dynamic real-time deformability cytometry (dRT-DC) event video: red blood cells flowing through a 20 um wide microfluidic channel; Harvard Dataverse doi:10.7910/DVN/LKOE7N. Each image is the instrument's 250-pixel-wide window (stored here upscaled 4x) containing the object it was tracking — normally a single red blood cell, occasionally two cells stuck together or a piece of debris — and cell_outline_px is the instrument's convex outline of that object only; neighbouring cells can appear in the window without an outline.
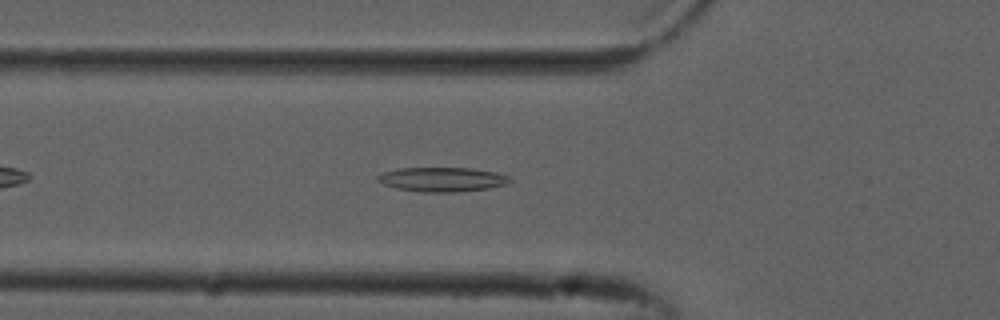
{"species": "common noctule bat (a hibernating species)", "species_latin": "Nyctalus noctula", "temperature_condition": "cold", "stored_images_in_passage": 43, "camera_frame_rate_fps": 3000, "um_per_image_px": 0.085, "animal": {"sex": "male", "forearm_length_mm": 52.5}, "frame": {"image": 1, "passage_image": 9, "time_ms": 2.667, "image_size_px": [1000, 320], "cell_outline_px": [[512, 180], [504, 184], [488, 188], [456, 192], [420, 192], [396, 188], [384, 184], [376, 180], [376, 176], [384, 172], [400, 168], [472, 168], [496, 172], [508, 176]], "centroid_in_image_um": [37.56, 15.25], "position_along_channel_um": 88.2, "area_um2": 18.67}}
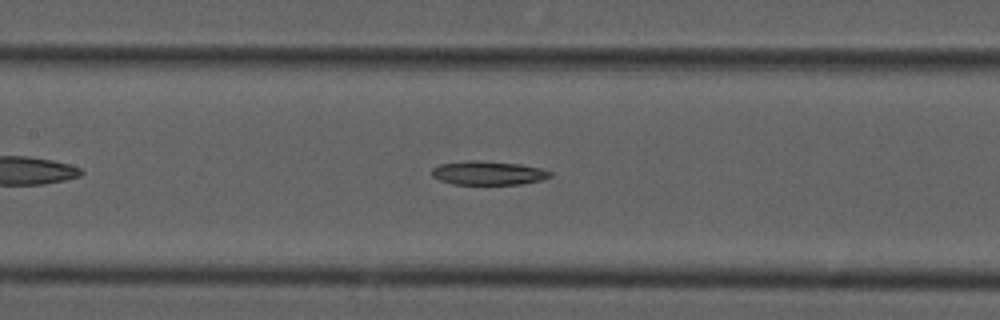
{"frame": {"image": 2, "passage_image": 15, "time_ms": 4.667, "image_size_px": [1000, 320], "cell_outline_px": [[552, 176], [540, 180], [520, 184], [452, 184], [440, 180], [432, 176], [432, 168], [440, 164], [464, 160], [480, 160], [520, 164], [540, 168], [552, 172]], "centroid_in_image_um": [41.47, 14.69], "position_along_channel_um": 165.9, "area_um2": 16.47}}
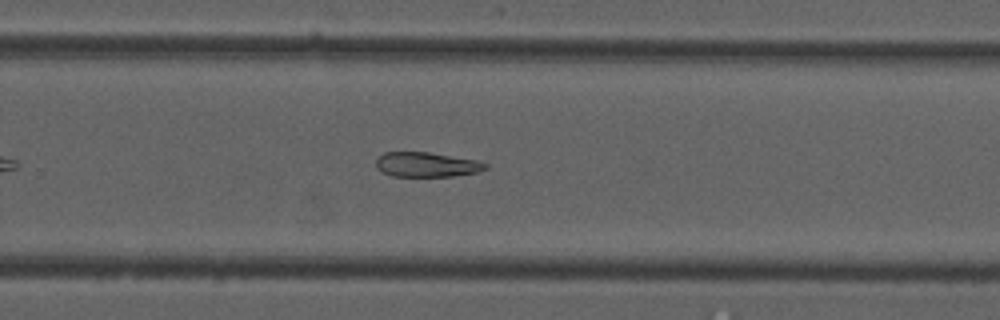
{"frame": {"image": 3, "passage_image": 25, "time_ms": 8.0, "image_size_px": [1000, 320], "cell_outline_px": [[488, 168], [480, 172], [452, 176], [392, 176], [376, 168], [376, 160], [384, 152], [428, 152], [480, 160], [488, 164]], "centroid_in_image_um": [36.32, 13.99], "position_along_channel_um": 293.5, "area_um2": 15.9}}